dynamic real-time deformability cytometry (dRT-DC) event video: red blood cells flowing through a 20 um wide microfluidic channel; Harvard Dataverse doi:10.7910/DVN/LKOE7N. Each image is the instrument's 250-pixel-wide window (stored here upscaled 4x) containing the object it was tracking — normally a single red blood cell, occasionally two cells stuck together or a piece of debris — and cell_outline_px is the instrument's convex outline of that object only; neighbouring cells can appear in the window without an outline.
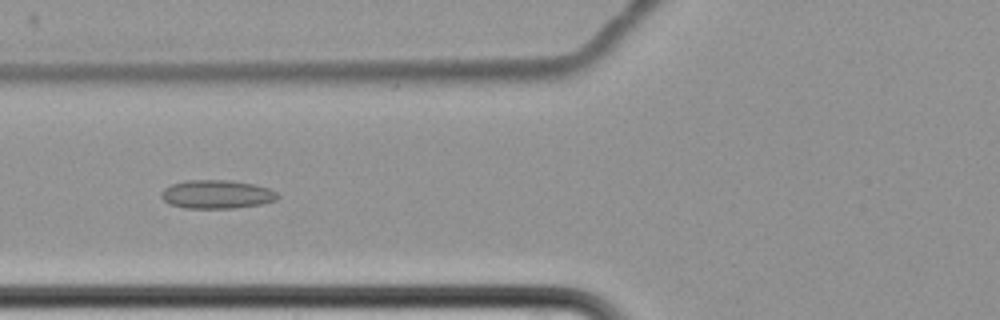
{"species": "common noctule bat (a hibernating species)", "species_latin": "Nyctalus noctula", "temperature_condition": "cold", "stored_images_in_passage": 10, "camera_frame_rate_fps": 3000, "um_per_image_px": 0.085, "animal": {"sex": "female", "body_mass_g": 22.7, "forearm_length_mm": 54.2}, "frame": {"image": 1, "passage_image": 7, "time_ms": 9.0, "image_size_px": [1000, 320], "cell_outline_px": [[280, 196], [276, 200], [260, 204], [236, 208], [184, 208], [168, 204], [160, 196], [160, 192], [164, 188], [172, 184], [188, 180], [232, 180], [252, 184], [268, 188], [276, 192]], "centroid_in_image_um": [18.4, 16.52], "position_along_channel_um": 107.4, "area_um2": 19.42}}
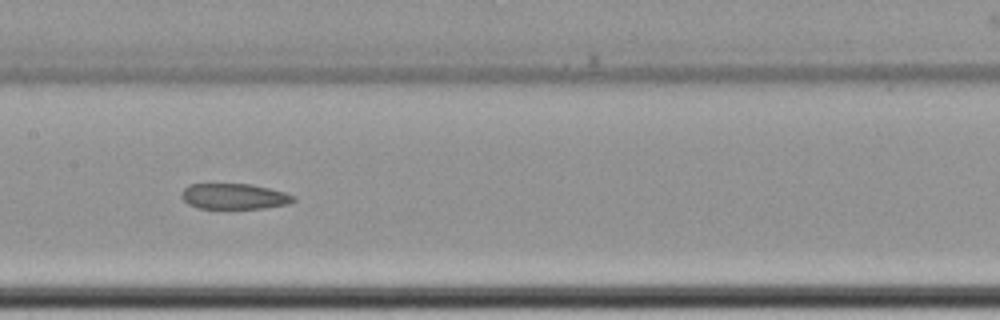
{"frame": {"image": 2, "passage_image": 9, "time_ms": 11.333, "image_size_px": [1000, 320], "cell_outline_px": [[296, 200], [288, 204], [264, 208], [200, 208], [188, 204], [180, 196], [180, 192], [188, 184], [252, 184], [284, 192], [296, 196]], "centroid_in_image_um": [19.9, 16.68], "position_along_channel_um": 187.5, "area_um2": 16.76}}
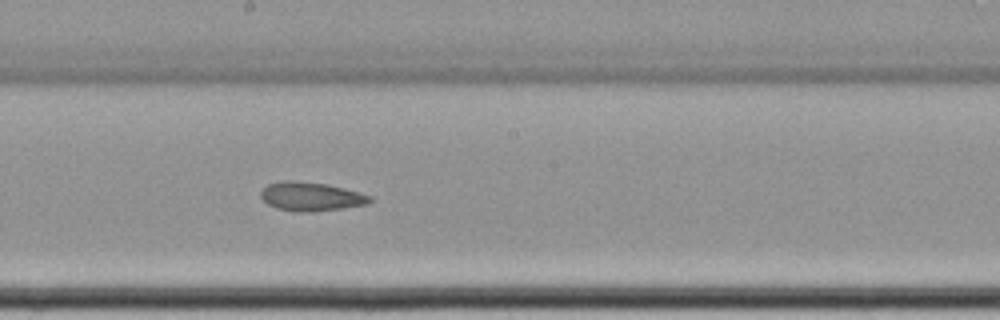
{"frame": {"image": 3, "passage_image": 10, "time_ms": 12.333, "image_size_px": [1000, 320], "cell_outline_px": [[372, 200], [368, 204], [344, 208], [308, 212], [296, 212], [276, 208], [268, 204], [260, 196], [260, 192], [268, 184], [288, 180], [328, 184], [360, 192], [372, 196]], "centroid_in_image_um": [26.46, 16.71], "position_along_channel_um": 221.7, "area_um2": 18.32}}